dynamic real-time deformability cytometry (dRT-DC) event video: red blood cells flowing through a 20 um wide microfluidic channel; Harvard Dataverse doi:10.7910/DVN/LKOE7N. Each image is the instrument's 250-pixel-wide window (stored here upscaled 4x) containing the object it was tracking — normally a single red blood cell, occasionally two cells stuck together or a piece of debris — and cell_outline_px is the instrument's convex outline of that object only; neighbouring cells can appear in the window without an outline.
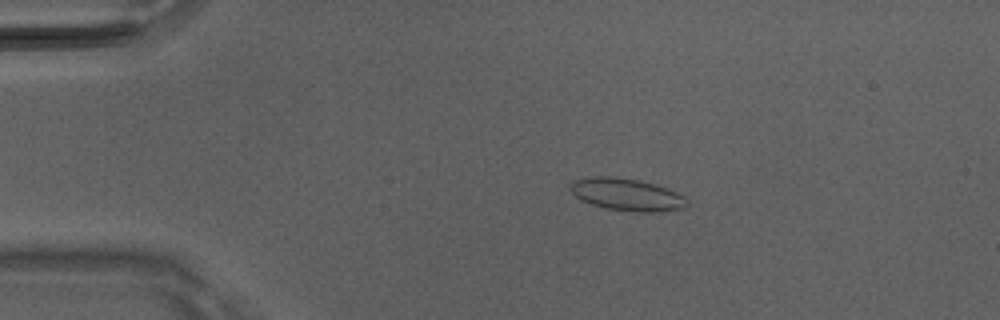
{"species": "Egyptian fruit bat (a non-hibernating species)", "species_latin": "Rousettus aegyptiacus", "temperature_condition": "room temperature", "stored_images_in_passage": 4, "camera_frame_rate_fps": 3000, "um_per_image_px": 0.085, "animal": {"sex": "male"}, "frame": {"image": 1, "passage_image": 1, "time_ms": 0.0, "image_size_px": [1000, 320], "cell_outline_px": [[688, 208], [660, 212], [640, 212], [608, 208], [592, 204], [580, 200], [568, 188], [568, 184], [576, 180], [588, 176], [612, 176], [640, 180], [656, 184], [668, 188], [684, 196], [688, 200]], "centroid_in_image_um": [53.31, 16.53], "position_along_channel_um": 31.7, "area_um2": 22.25}}